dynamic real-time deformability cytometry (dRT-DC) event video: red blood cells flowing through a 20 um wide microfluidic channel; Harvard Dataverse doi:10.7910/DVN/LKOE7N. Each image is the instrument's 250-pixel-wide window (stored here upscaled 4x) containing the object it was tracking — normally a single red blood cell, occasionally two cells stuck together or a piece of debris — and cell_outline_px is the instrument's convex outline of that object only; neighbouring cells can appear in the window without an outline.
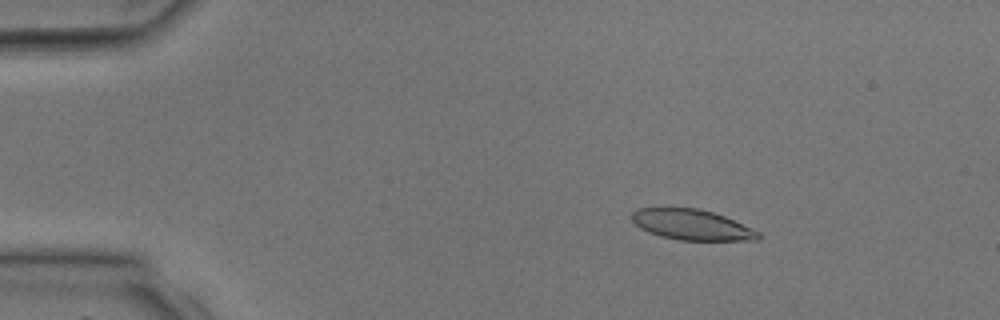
{"species": "common noctule bat (a hibernating species)", "species_latin": "Nyctalus noctula", "temperature_condition": "room temperature", "stored_images_in_passage": 40, "camera_frame_rate_fps": 3000, "um_per_image_px": 0.085, "animal": {"sex": "male", "body_mass_g": 17.9, "forearm_length_mm": 54.2}, "frame": {"image": 1, "passage_image": 7, "time_ms": 2.0, "image_size_px": [1000, 320], "cell_outline_px": [[760, 236], [756, 240], [680, 240], [660, 236], [648, 232], [640, 228], [632, 220], [632, 212], [636, 208], [696, 208], [712, 212], [724, 216], [760, 232]], "centroid_in_image_um": [58.77, 19.1], "position_along_channel_um": 26.2, "area_um2": 22.25}}
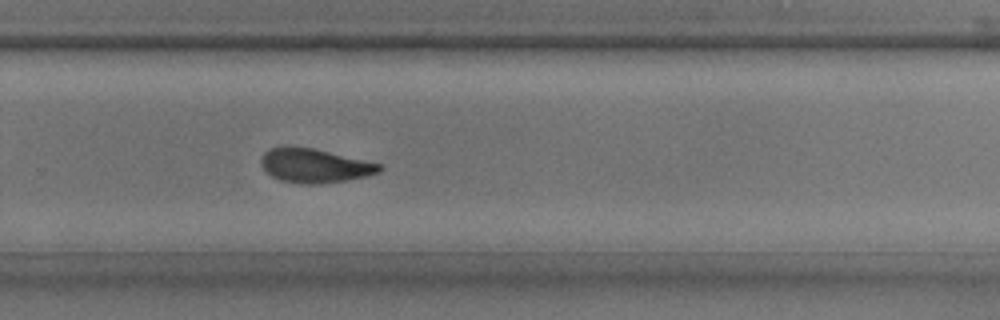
{"frame": {"image": 2, "passage_image": 27, "time_ms": 8.667, "image_size_px": [1000, 320], "cell_outline_px": [[384, 168], [380, 172], [364, 176], [344, 180], [320, 184], [304, 184], [280, 180], [272, 176], [260, 164], [260, 160], [264, 152], [268, 148], [284, 144], [312, 148], [364, 160], [380, 164]], "centroid_in_image_um": [26.68, 14.05], "position_along_channel_um": 303.1, "area_um2": 23.52}}
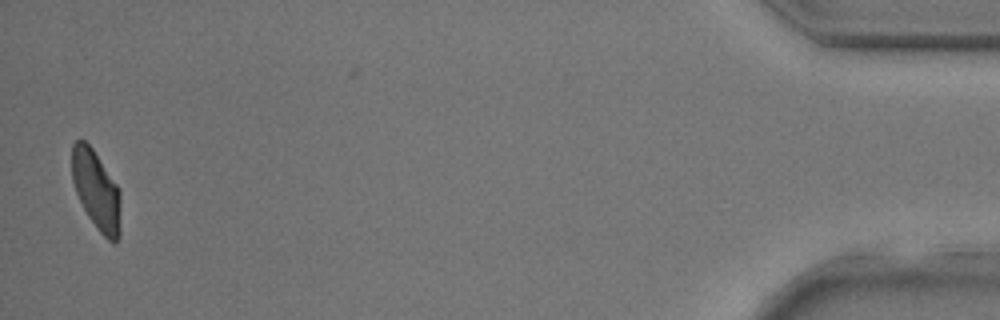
{"frame": {"image": 3, "passage_image": 39, "time_ms": 12.667, "image_size_px": [1000, 320], "cell_outline_px": [[120, 236], [116, 244], [112, 244], [100, 232], [88, 216], [76, 192], [72, 180], [72, 144], [76, 140], [84, 140], [92, 148], [116, 184], [120, 192]], "centroid_in_image_um": [8.2, 16.2], "position_along_channel_um": 427.0, "area_um2": 22.37}}